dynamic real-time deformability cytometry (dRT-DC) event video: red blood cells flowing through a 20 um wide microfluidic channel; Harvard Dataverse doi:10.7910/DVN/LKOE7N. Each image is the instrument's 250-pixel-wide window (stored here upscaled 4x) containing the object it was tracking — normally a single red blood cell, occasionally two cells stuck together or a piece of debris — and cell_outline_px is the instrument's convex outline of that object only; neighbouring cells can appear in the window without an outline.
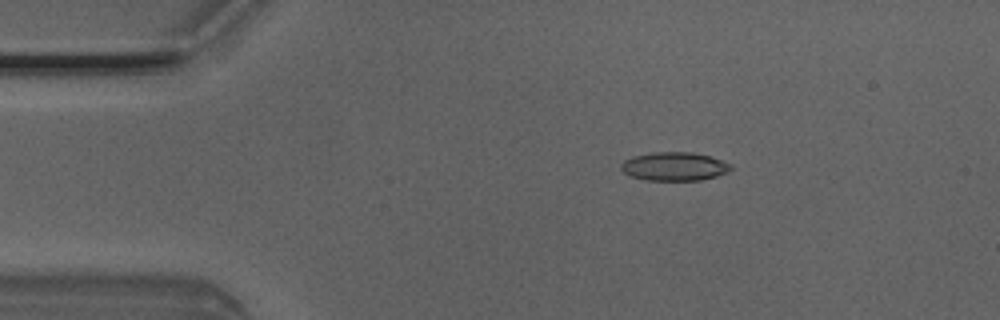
{"species": "Egyptian fruit bat (a non-hibernating species)", "species_latin": "Rousettus aegyptiacus", "temperature_condition": "room temperature", "stored_images_in_passage": 4, "camera_frame_rate_fps": 3000, "um_per_image_px": 0.085, "animal": {"sex": "male"}, "frame": {"image": 1, "passage_image": 2, "time_ms": 0.333, "image_size_px": [1000, 320], "cell_outline_px": [[732, 168], [728, 172], [716, 176], [700, 180], [644, 180], [628, 176], [620, 168], [620, 164], [624, 160], [632, 156], [652, 152], [692, 152], [708, 156], [732, 164]], "centroid_in_image_um": [57.27, 14.15], "position_along_channel_um": 27.7, "area_um2": 18.38}}